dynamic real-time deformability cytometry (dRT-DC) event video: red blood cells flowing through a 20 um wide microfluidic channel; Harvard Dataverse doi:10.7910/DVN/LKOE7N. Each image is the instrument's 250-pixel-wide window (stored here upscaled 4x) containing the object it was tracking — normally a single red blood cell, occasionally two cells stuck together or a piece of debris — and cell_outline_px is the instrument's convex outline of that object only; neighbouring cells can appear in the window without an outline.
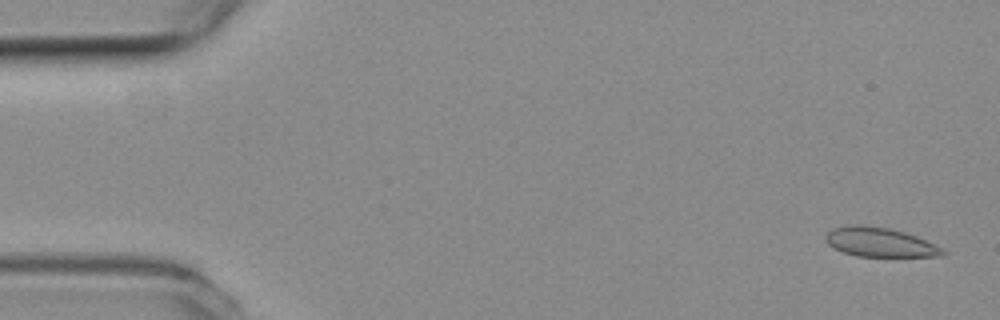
{"species": "common noctule bat (a hibernating species)", "species_latin": "Nyctalus noctula", "temperature_condition": "room temperature", "stored_images_in_passage": 54, "camera_frame_rate_fps": 3000, "um_per_image_px": 0.085, "animal": {"sex": "female", "body_mass_g": 19.3, "forearm_length_mm": 54.1}, "frame": {"image": 1, "passage_image": 2, "time_ms": 0.333, "image_size_px": [1000, 320], "cell_outline_px": [[948, 252], [944, 256], [856, 256], [844, 252], [828, 244], [824, 240], [824, 236], [832, 228], [848, 224], [856, 224], [888, 228], [904, 232], [916, 236], [944, 248]], "centroid_in_image_um": [74.79, 20.58], "position_along_channel_um": 10.2, "area_um2": 20.0}}
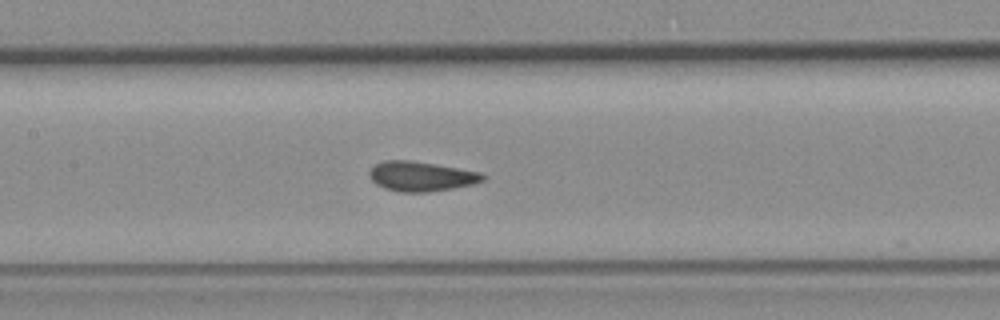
{"frame": {"image": 2, "passage_image": 25, "time_ms": 8.0, "image_size_px": [1000, 320], "cell_outline_px": [[488, 176], [484, 180], [472, 184], [452, 188], [428, 192], [400, 192], [384, 188], [376, 184], [368, 176], [368, 172], [376, 164], [384, 160], [408, 160], [480, 172]], "centroid_in_image_um": [35.77, 14.99], "position_along_channel_um": 171.6, "area_um2": 19.48}}
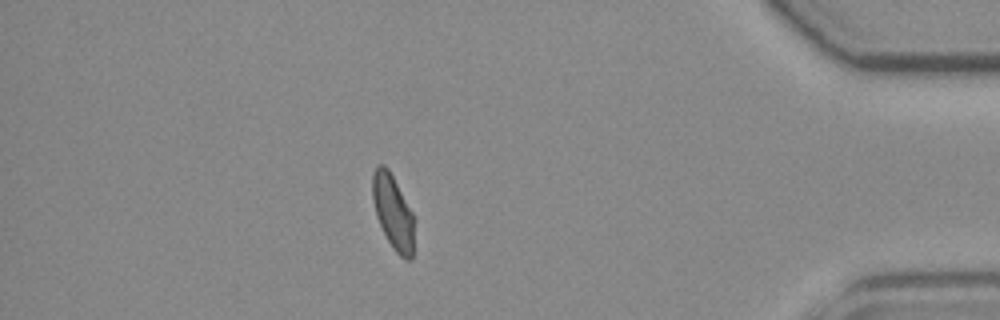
{"frame": {"image": 3, "passage_image": 47, "time_ms": 15.333, "image_size_px": [1000, 320], "cell_outline_px": [[416, 220], [412, 260], [404, 260], [392, 248], [376, 216], [372, 200], [372, 172], [376, 164], [384, 164], [388, 168], [412, 212]], "centroid_in_image_um": [33.42, 18.04], "position_along_channel_um": 401.8, "area_um2": 18.5}, "authors_computed_cell_mechanics": {"area_um2": 19.4497, "velocity_mm_per_s": 3.7853, "shape_relaxation_time_tau1_ms": null, "shape_relaxation_time_tau2_ms": 0.6003, "deformation_change_tau1": null, "deformation_change_tau2": 0.0741}}